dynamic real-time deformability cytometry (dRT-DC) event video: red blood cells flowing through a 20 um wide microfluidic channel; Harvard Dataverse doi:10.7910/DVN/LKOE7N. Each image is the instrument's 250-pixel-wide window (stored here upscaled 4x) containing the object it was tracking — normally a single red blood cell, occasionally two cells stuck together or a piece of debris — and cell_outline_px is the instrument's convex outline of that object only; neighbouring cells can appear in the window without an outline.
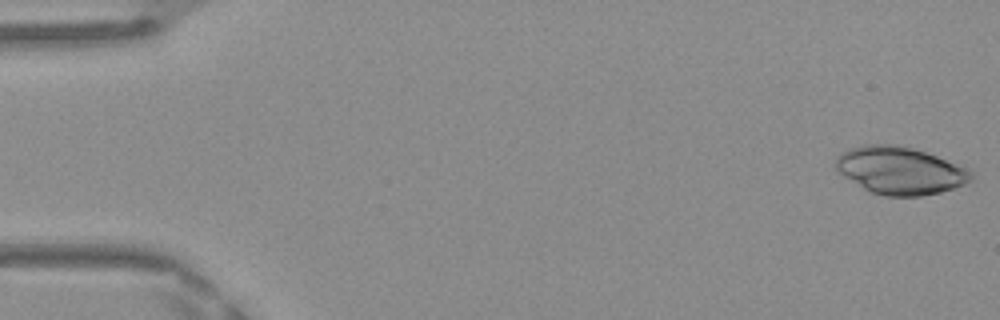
{"species": "Egyptian fruit bat (a non-hibernating species)", "species_latin": "Rousettus aegyptiacus", "temperature_condition": "warm", "stored_images_in_passage": 48, "camera_frame_rate_fps": 3000, "um_per_image_px": 0.085, "frame": {"image": 1, "passage_image": 1, "time_ms": 0.0, "image_size_px": [1000, 320], "cell_outline_px": [[972, 180], [964, 184], [940, 192], [920, 196], [884, 196], [868, 192], [836, 172], [836, 156], [852, 148], [864, 144], [896, 144], [912, 148], [936, 156], [968, 168], [972, 172]], "centroid_in_image_um": [76.47, 14.5], "position_along_channel_um": 8.5, "area_um2": 37.51}}